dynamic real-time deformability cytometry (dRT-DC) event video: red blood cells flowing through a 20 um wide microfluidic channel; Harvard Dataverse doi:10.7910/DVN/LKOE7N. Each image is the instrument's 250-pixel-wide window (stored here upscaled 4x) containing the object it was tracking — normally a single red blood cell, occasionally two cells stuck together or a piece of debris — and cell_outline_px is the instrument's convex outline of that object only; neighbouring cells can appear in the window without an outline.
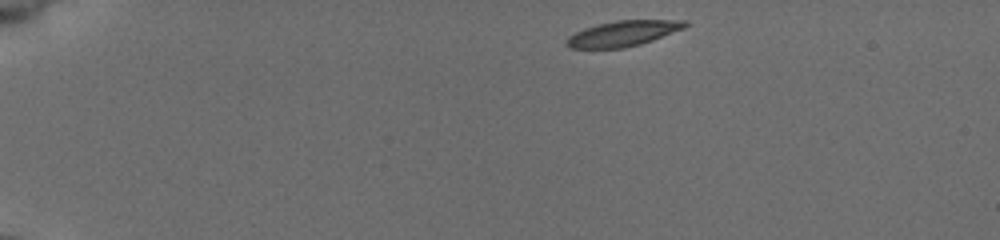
{"species": "common noctule bat (a hibernating species)", "species_latin": "Nyctalus noctula", "temperature_condition": "cold", "stored_images_in_passage": 44, "camera_frame_rate_fps": 3000, "um_per_image_px": 0.085, "animal": {"sex": "female", "body_mass_g": 19.5, "forearm_length_mm": 54.1}, "frame": {"image": 1, "passage_image": 1, "time_ms": 0.0, "image_size_px": [1000, 240], "cell_outline_px": [[688, 24], [684, 28], [652, 40], [640, 44], [624, 48], [568, 48], [564, 44], [568, 36], [576, 32], [600, 24], [616, 20], [684, 20]], "centroid_in_image_um": [52.94, 2.85], "position_along_channel_um": 32.1, "area_um2": 17.34}}
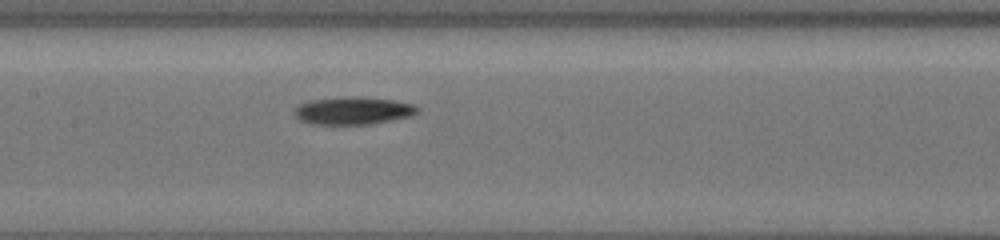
{"frame": {"image": 2, "passage_image": 19, "time_ms": 6.0, "image_size_px": [1000, 240], "cell_outline_px": [[420, 108], [412, 116], [372, 124], [312, 124], [300, 120], [296, 116], [296, 108], [300, 104], [312, 100], [344, 96], [352, 96], [396, 100], [412, 104]], "centroid_in_image_um": [30.05, 9.4], "position_along_channel_um": 177.3, "area_um2": 19.71}}
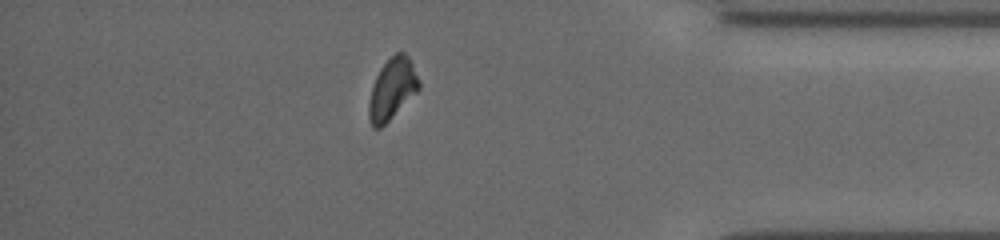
{"frame": {"image": 3, "passage_image": 38, "time_ms": 12.333, "image_size_px": [1000, 240], "cell_outline_px": [[420, 88], [380, 128], [372, 128], [368, 116], [368, 104], [372, 88], [376, 76], [380, 68], [396, 52], [404, 52], [408, 56], [420, 80]], "centroid_in_image_um": [33.32, 7.55], "position_along_channel_um": 401.9, "area_um2": 17.51}, "authors_computed_cell_mechanics": {"area_um2": 18.5538, "velocity_mm_per_s": 3.8974, "shape_relaxation_time_tau1_ms": 5.1819, "shape_relaxation_time_tau2_ms": null, "deformation_change_tau1": 0.157, "deformation_change_tau2": null}}